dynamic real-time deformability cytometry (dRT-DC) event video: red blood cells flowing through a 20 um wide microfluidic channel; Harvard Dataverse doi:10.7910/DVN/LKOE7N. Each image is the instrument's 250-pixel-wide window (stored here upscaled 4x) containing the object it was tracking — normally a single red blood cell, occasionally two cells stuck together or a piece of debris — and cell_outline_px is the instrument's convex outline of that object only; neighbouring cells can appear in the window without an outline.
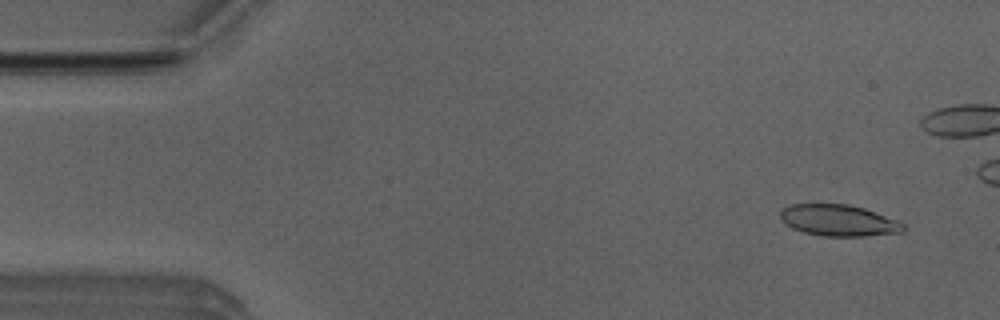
{"species": "Egyptian fruit bat (a non-hibernating species)", "species_latin": "Rousettus aegyptiacus", "temperature_condition": "room temperature", "stored_images_in_passage": 5, "camera_frame_rate_fps": 3000, "um_per_image_px": 0.085, "animal": {"sex": "male"}, "frame": {"image": 1, "passage_image": 1, "time_ms": 0.0, "image_size_px": [1000, 320], "cell_outline_px": [[908, 228], [904, 232], [864, 236], [820, 236], [804, 232], [792, 228], [780, 220], [780, 212], [784, 208], [792, 204], [848, 204], [864, 208], [896, 220], [904, 224]], "centroid_in_image_um": [71.29, 18.74], "position_along_channel_um": 13.7, "area_um2": 22.54}}